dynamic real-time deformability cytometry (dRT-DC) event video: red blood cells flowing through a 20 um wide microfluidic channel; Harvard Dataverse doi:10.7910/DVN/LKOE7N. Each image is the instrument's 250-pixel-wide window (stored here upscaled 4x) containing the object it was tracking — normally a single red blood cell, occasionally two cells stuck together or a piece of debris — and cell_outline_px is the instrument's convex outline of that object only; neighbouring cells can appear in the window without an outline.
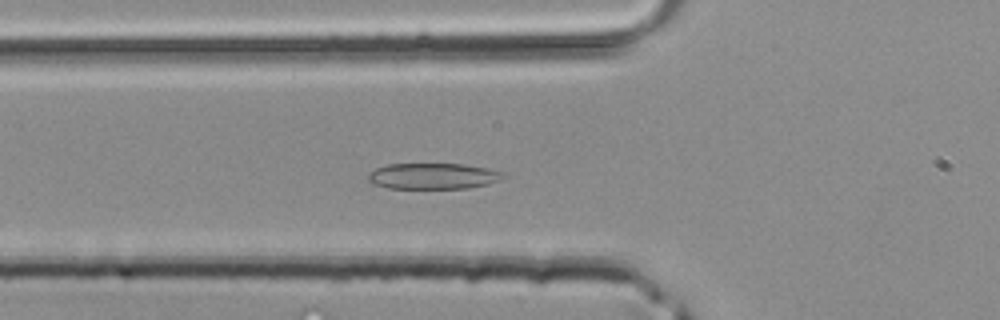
{"species": "common noctule bat (a hibernating species)", "species_latin": "Nyctalus noctula", "temperature_condition": "room temperature", "stored_images_in_passage": 31, "camera_frame_rate_fps": 3000, "um_per_image_px": 0.085, "animal": {"sex": "male", "body_mass_g": 20.4}, "frame": {"image": 1, "passage_image": 3, "time_ms": 0.667, "image_size_px": [1000, 320], "cell_outline_px": [[508, 176], [500, 180], [488, 184], [468, 188], [388, 188], [376, 184], [368, 180], [368, 172], [376, 168], [388, 164], [464, 164], [488, 168], [504, 172]], "centroid_in_image_um": [36.86, 14.96], "position_along_channel_um": 88.9, "area_um2": 20.52}}
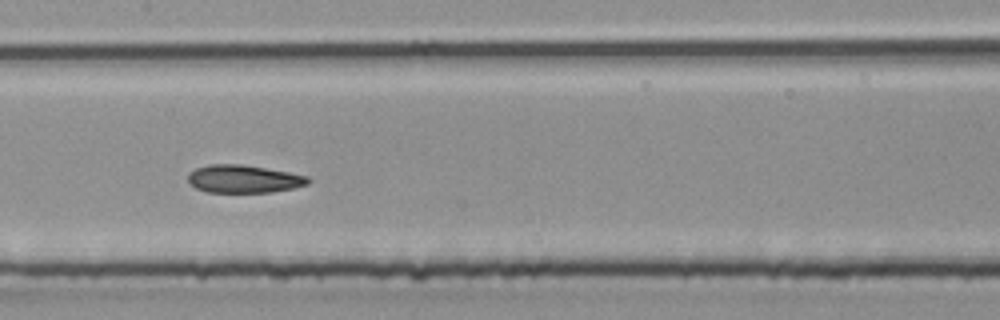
{"frame": {"image": 2, "passage_image": 9, "time_ms": 2.667, "image_size_px": [1000, 320], "cell_outline_px": [[312, 180], [308, 184], [292, 188], [272, 192], [208, 192], [196, 188], [188, 180], [188, 172], [196, 168], [208, 164], [244, 164], [288, 172], [308, 176]], "centroid_in_image_um": [20.72, 15.2], "position_along_channel_um": 186.7, "area_um2": 19.54}}
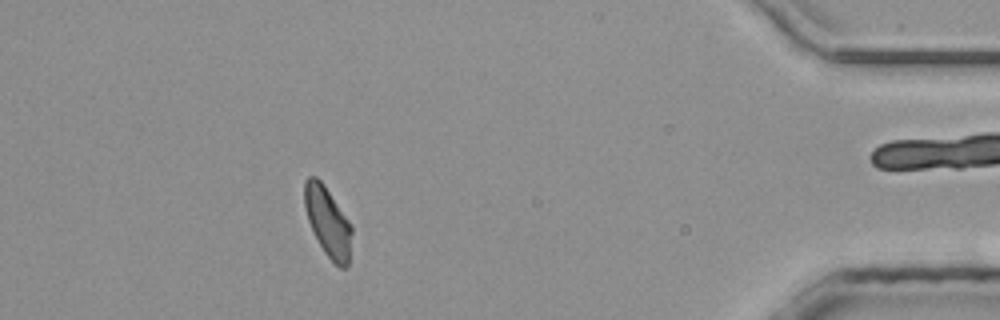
{"frame": {"image": 3, "passage_image": 26, "time_ms": 8.333, "image_size_px": [1000, 320], "cell_outline_px": [[352, 232], [348, 264], [344, 268], [340, 268], [324, 252], [312, 232], [304, 208], [304, 180], [308, 176], [316, 176], [324, 184], [352, 224]], "centroid_in_image_um": [27.85, 18.82], "position_along_channel_um": 407.4, "area_um2": 19.36}}